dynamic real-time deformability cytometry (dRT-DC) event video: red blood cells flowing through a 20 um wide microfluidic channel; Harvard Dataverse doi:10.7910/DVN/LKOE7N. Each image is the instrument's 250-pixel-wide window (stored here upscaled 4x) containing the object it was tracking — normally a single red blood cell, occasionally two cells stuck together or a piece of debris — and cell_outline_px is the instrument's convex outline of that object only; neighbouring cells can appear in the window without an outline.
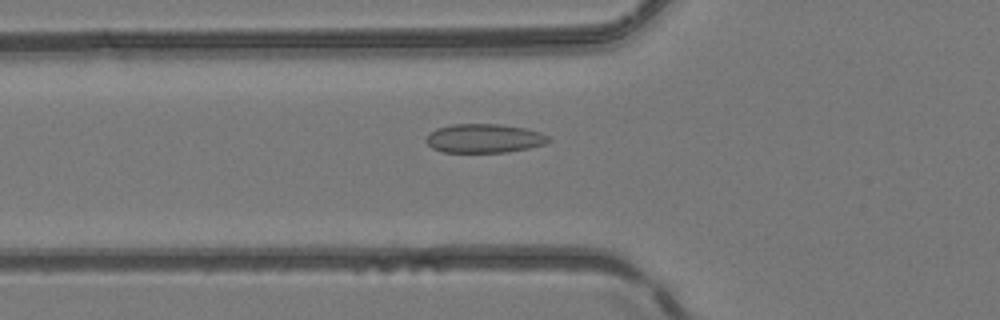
{"species": "common noctule bat (a hibernating species)", "species_latin": "Nyctalus noctula", "temperature_condition": "room temperature", "stored_images_in_passage": 51, "camera_frame_rate_fps": 3000, "um_per_image_px": 0.085, "animal": {"sex": "female", "body_mass_g": 24.6, "forearm_length_mm": 56.2}, "frame": {"image": 1, "passage_image": 19, "time_ms": 6.0, "image_size_px": [1000, 320], "cell_outline_px": [[552, 140], [544, 144], [528, 148], [508, 152], [444, 152], [432, 148], [424, 140], [428, 132], [436, 128], [452, 124], [496, 124], [524, 128], [540, 132], [548, 136]], "centroid_in_image_um": [41.11, 11.76], "position_along_channel_um": 84.7, "area_um2": 20.69}}
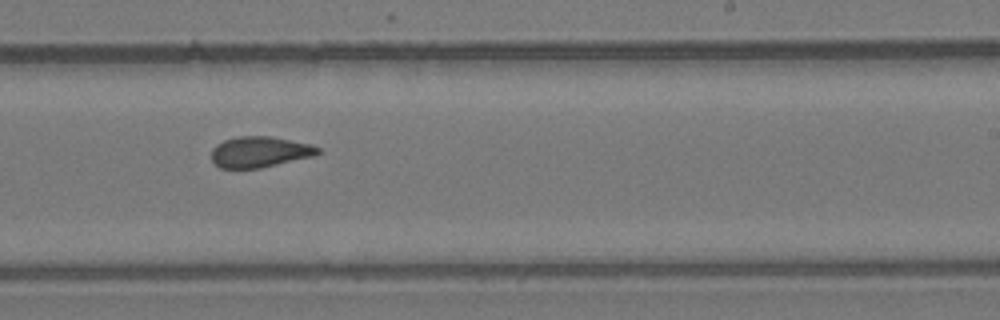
{"frame": {"image": 2, "passage_image": 32, "time_ms": 10.333, "image_size_px": [1000, 320], "cell_outline_px": [[320, 152], [312, 156], [260, 168], [220, 168], [212, 160], [212, 148], [216, 144], [224, 140], [240, 136], [268, 136], [312, 144], [320, 148]], "centroid_in_image_um": [22.06, 12.91], "position_along_channel_um": 266.9, "area_um2": 18.96}}
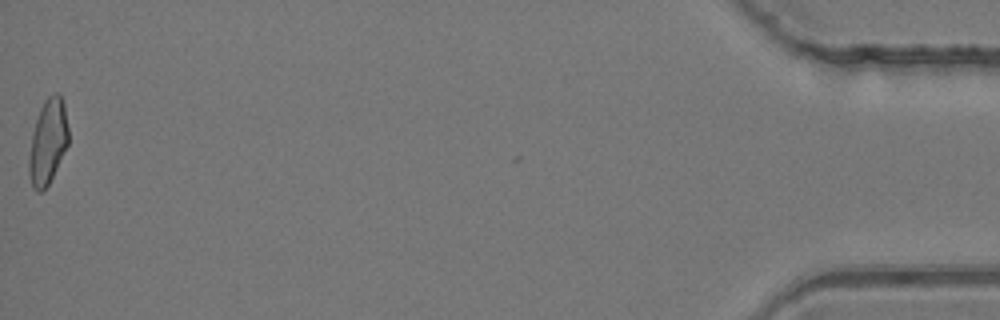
{"frame": {"image": 3, "passage_image": 51, "time_ms": 16.667, "image_size_px": [1000, 320], "cell_outline_px": [[68, 144], [48, 184], [40, 192], [36, 192], [32, 188], [28, 172], [28, 160], [32, 132], [40, 108], [44, 100], [48, 96], [56, 92], [60, 92], [64, 104], [68, 128]], "centroid_in_image_um": [4.05, 12.03], "position_along_channel_um": 431.1, "area_um2": 19.54}, "authors_computed_cell_mechanics": {"area_um2": 19.7676, "velocity_mm_per_s": 4.1898, "shape_relaxation_time_tau1_ms": null, "shape_relaxation_time_tau2_ms": 1.7446, "deformation_change_tau1": null, "deformation_change_tau2": 0.0669}}